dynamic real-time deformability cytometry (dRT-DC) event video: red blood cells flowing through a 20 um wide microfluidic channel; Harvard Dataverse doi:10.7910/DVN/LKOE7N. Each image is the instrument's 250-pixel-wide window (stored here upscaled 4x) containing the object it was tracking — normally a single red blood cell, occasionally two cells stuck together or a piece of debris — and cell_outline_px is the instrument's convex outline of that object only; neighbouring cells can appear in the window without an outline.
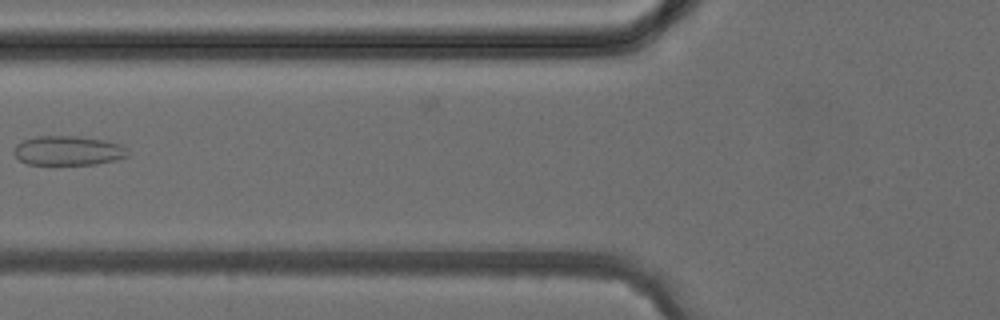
{"species": "common noctule bat (a hibernating species)", "species_latin": "Nyctalus noctula", "temperature_condition": "cold", "stored_images_in_passage": 4, "camera_frame_rate_fps": 3000, "um_per_image_px": 0.085, "animal": {"sex": "female", "body_mass_g": 24.6, "forearm_length_mm": 56.2}, "frame": {"image": 1, "passage_image": 4, "time_ms": 4.333, "image_size_px": [1000, 320], "cell_outline_px": [[128, 156], [116, 160], [96, 164], [28, 164], [20, 160], [12, 152], [16, 144], [24, 140], [36, 136], [80, 136], [104, 140], [120, 144], [128, 152]], "centroid_in_image_um": [5.77, 12.8], "position_along_channel_um": 120.0, "area_um2": 19.48}}